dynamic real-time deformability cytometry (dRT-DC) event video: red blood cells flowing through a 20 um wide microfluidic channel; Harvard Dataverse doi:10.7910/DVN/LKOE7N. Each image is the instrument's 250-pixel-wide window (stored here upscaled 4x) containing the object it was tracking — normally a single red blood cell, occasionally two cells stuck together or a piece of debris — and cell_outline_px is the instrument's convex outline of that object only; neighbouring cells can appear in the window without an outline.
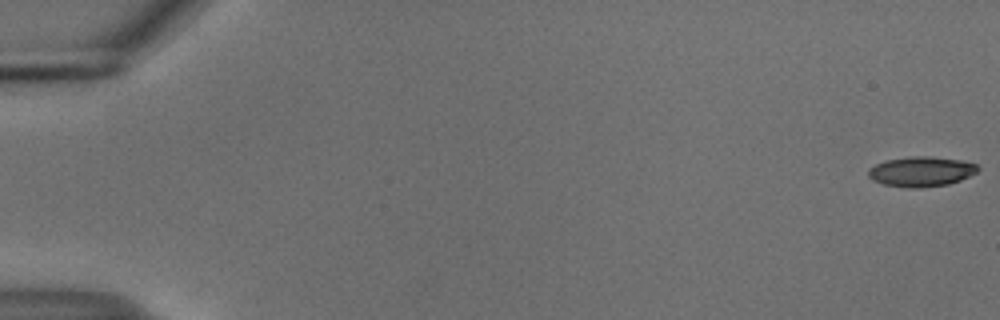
{"species": "common noctule bat (a hibernating species)", "species_latin": "Nyctalus noctula", "temperature_condition": "cold", "stored_images_in_passage": 55, "camera_frame_rate_fps": 3000, "um_per_image_px": 0.085, "animal": {"sex": "male", "body_mass_g": 18.8}, "frame": {"image": 1, "passage_image": 1, "time_ms": 0.0, "image_size_px": [1000, 320], "cell_outline_px": [[980, 168], [976, 172], [960, 180], [948, 184], [920, 188], [908, 188], [884, 184], [872, 180], [868, 176], [868, 168], [884, 160], [912, 156], [928, 156], [960, 160], [976, 164]], "centroid_in_image_um": [78.27, 14.58], "position_along_channel_um": 6.7, "area_um2": 19.13}}
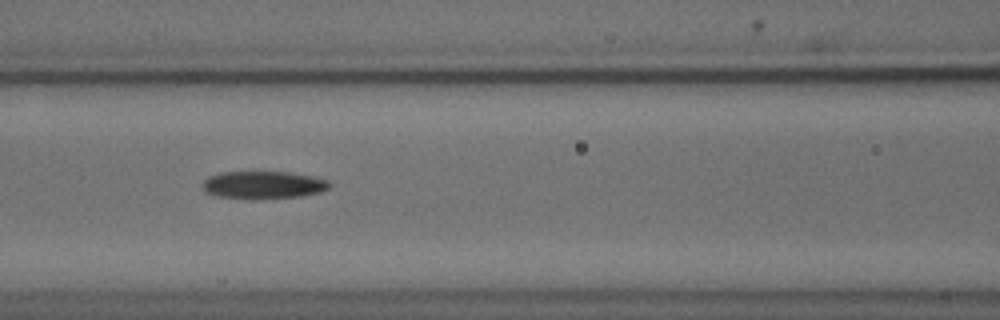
{"frame": {"image": 2, "passage_image": 25, "time_ms": 8.0, "image_size_px": [1000, 320], "cell_outline_px": [[328, 188], [320, 192], [300, 196], [256, 200], [248, 200], [220, 196], [204, 192], [204, 180], [208, 176], [220, 172], [256, 168], [288, 172], [312, 176], [328, 180]], "centroid_in_image_um": [22.31, 15.67], "position_along_channel_um": 144.3, "area_um2": 21.5}}
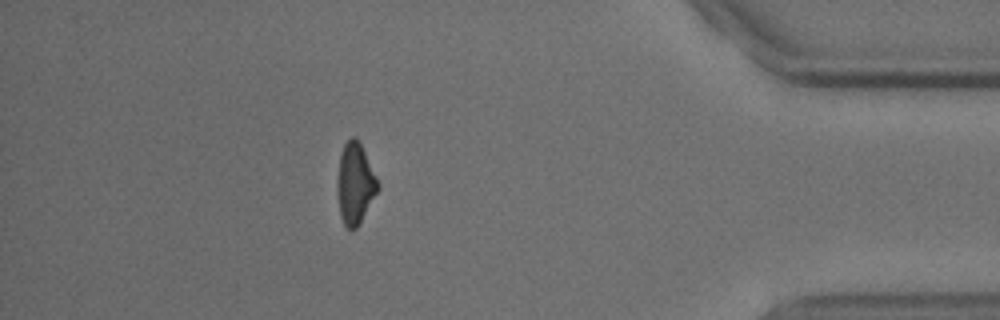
{"frame": {"image": 3, "passage_image": 49, "time_ms": 16.0, "image_size_px": [1000, 320], "cell_outline_px": [[380, 188], [356, 228], [348, 228], [344, 224], [340, 216], [336, 188], [336, 180], [340, 156], [344, 144], [352, 136], [356, 136], [380, 184]], "centroid_in_image_um": [30.17, 15.6], "position_along_channel_um": 405.0, "area_um2": 19.02}}